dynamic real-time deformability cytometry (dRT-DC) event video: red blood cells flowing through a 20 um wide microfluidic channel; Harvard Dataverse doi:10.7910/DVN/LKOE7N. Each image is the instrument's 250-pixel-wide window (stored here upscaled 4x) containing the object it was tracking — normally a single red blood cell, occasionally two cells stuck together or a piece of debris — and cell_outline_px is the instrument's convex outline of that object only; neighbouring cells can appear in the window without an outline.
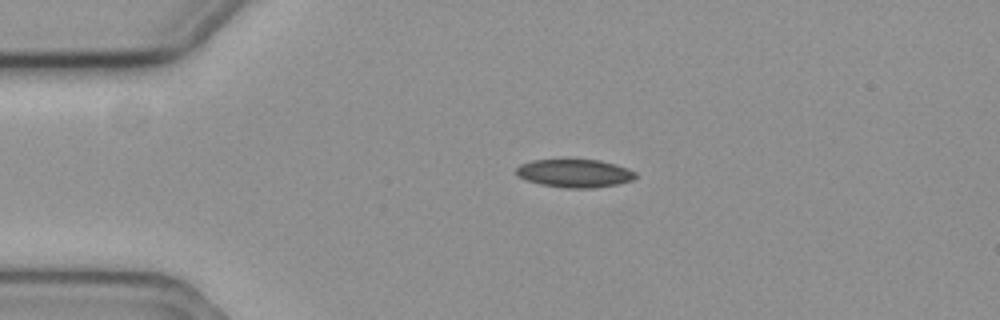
{"species": "common noctule bat (a hibernating species)", "species_latin": "Nyctalus noctula", "temperature_condition": "cold", "stored_images_in_passage": 46, "camera_frame_rate_fps": 3000, "um_per_image_px": 0.085, "animal": {"sex": "female", "body_mass_g": 19.3, "forearm_length_mm": 54.1}, "frame": {"image": 1, "passage_image": 1, "time_ms": 0.0, "image_size_px": [1000, 320], "cell_outline_px": [[636, 176], [632, 180], [616, 184], [592, 188], [568, 188], [540, 184], [516, 176], [516, 168], [520, 164], [532, 160], [568, 156], [600, 160], [616, 164], [628, 168], [636, 172]], "centroid_in_image_um": [48.81, 14.66], "position_along_channel_um": 36.2, "area_um2": 20.46}}
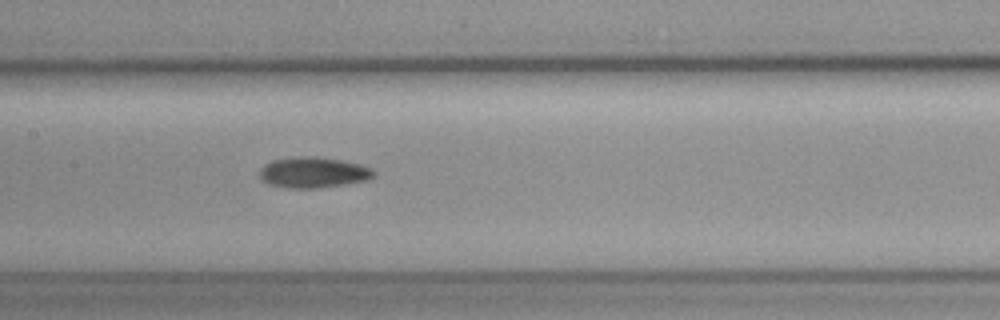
{"frame": {"image": 2, "passage_image": 16, "time_ms": 5.0, "image_size_px": [1000, 320], "cell_outline_px": [[376, 176], [368, 180], [344, 184], [316, 188], [288, 188], [268, 184], [260, 180], [260, 168], [264, 164], [272, 160], [296, 156], [316, 156], [340, 160], [360, 164], [372, 168], [376, 172]], "centroid_in_image_um": [26.62, 14.65], "position_along_channel_um": 180.8, "area_um2": 20.69}}
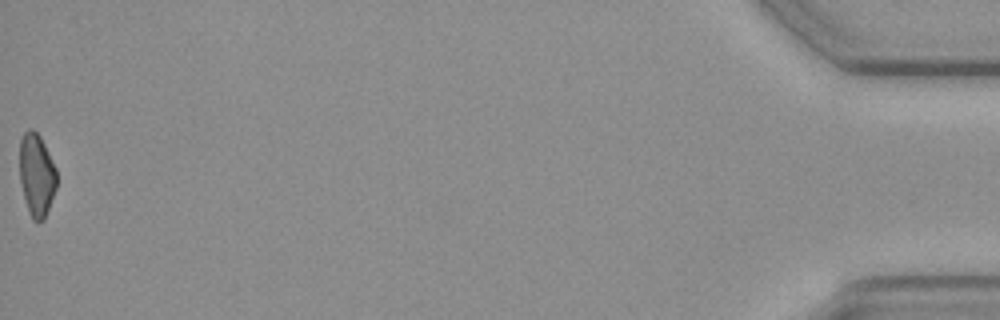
{"frame": {"image": 3, "passage_image": 46, "time_ms": 15.0, "image_size_px": [1000, 320], "cell_outline_px": [[56, 188], [44, 220], [36, 224], [32, 220], [24, 196], [20, 180], [20, 140], [24, 132], [28, 128], [32, 128], [40, 136], [56, 168]], "centroid_in_image_um": [3.11, 14.87], "position_along_channel_um": 432.1, "area_um2": 17.8}}